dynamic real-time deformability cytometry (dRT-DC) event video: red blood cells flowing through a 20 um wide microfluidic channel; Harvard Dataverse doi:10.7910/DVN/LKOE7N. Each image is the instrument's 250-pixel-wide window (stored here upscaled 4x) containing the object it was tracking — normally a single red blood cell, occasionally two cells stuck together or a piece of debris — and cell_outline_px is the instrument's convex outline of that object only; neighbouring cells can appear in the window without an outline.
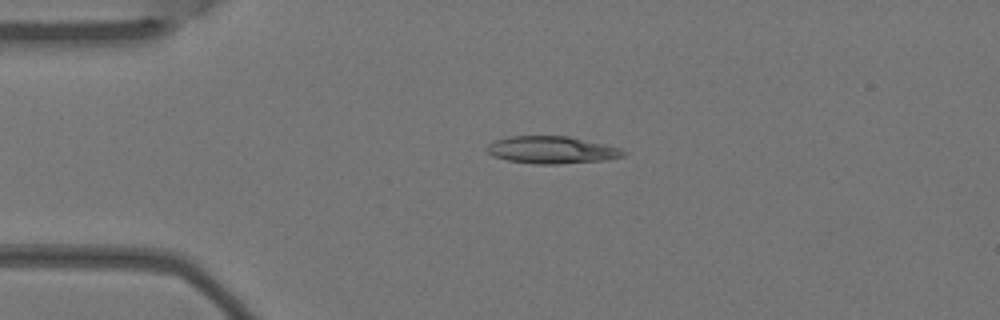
{"species": "Egyptian fruit bat (a non-hibernating species)", "species_latin": "Rousettus aegyptiacus", "temperature_condition": "warm", "stored_images_in_passage": 3, "camera_frame_rate_fps": 3000, "um_per_image_px": 0.085, "animal": {"sex": "female"}, "frame": {"image": 1, "passage_image": 3, "time_ms": 0.667, "image_size_px": [1000, 320], "cell_outline_px": [[628, 152], [624, 156], [608, 160], [556, 164], [536, 164], [508, 160], [492, 156], [484, 148], [488, 144], [496, 140], [508, 136], [568, 136], [604, 144], [620, 148]], "centroid_in_image_um": [46.9, 12.74], "position_along_channel_um": 38.1, "area_um2": 21.79}}